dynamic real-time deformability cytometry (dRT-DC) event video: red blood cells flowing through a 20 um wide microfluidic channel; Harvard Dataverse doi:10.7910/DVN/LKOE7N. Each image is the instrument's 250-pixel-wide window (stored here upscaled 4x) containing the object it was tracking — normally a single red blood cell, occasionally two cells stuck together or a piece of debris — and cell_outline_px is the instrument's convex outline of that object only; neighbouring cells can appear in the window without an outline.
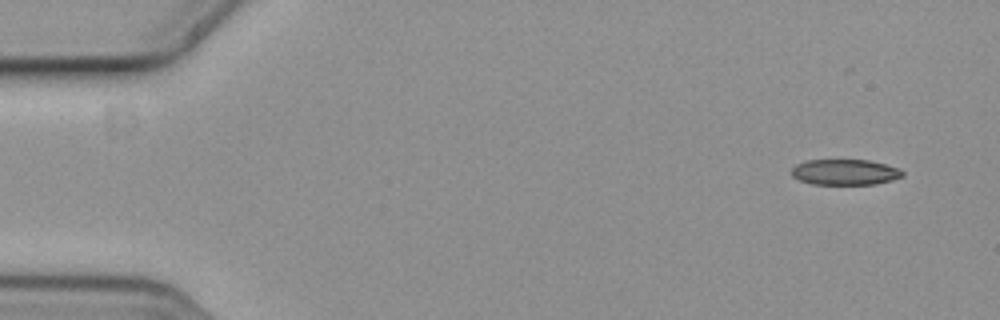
{"species": "common noctule bat (a hibernating species)", "species_latin": "Nyctalus noctula", "temperature_condition": "cold", "stored_images_in_passage": 15, "camera_frame_rate_fps": 3000, "um_per_image_px": 0.085, "animal": {"sex": "female", "body_mass_g": 19.3, "forearm_length_mm": 54.1}, "frame": {"image": 1, "passage_image": 1, "time_ms": 0.0, "image_size_px": [1000, 320], "cell_outline_px": [[904, 176], [892, 180], [876, 184], [812, 184], [800, 180], [792, 176], [792, 168], [796, 164], [808, 160], [868, 160], [900, 168], [904, 172]], "centroid_in_image_um": [71.85, 14.63], "position_along_channel_um": 13.2, "area_um2": 16.59}}
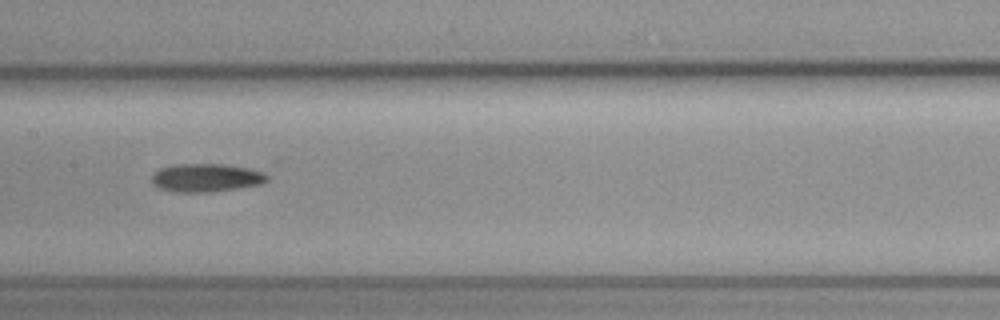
{"frame": {"image": 2, "passage_image": 7, "time_ms": 2.0, "image_size_px": [1000, 320], "cell_outline_px": [[268, 180], [260, 184], [236, 188], [208, 192], [172, 192], [160, 188], [152, 184], [152, 176], [160, 168], [172, 164], [224, 164], [248, 168], [264, 172], [268, 176]], "centroid_in_image_um": [17.5, 15.1], "position_along_channel_um": 189.9, "area_um2": 18.96}}
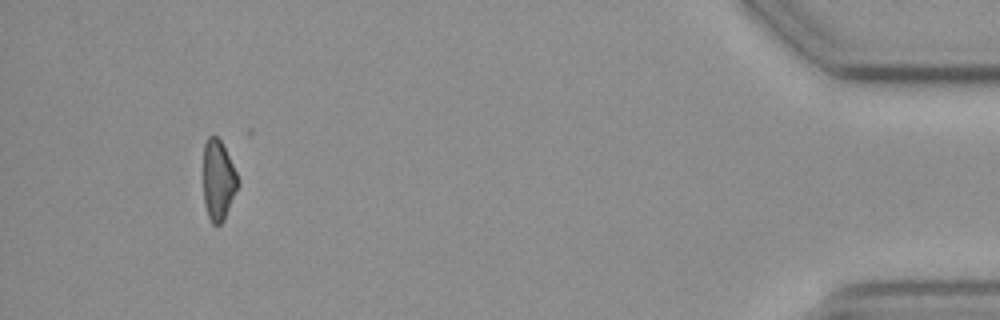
{"frame": {"image": 3, "passage_image": 13, "time_ms": 4.0, "image_size_px": [1000, 320], "cell_outline_px": [[240, 184], [224, 220], [220, 224], [212, 224], [208, 216], [204, 204], [204, 144], [208, 136], [216, 136], [220, 140], [236, 172]], "centroid_in_image_um": [18.56, 15.35], "position_along_channel_um": 416.6, "area_um2": 16.07}}